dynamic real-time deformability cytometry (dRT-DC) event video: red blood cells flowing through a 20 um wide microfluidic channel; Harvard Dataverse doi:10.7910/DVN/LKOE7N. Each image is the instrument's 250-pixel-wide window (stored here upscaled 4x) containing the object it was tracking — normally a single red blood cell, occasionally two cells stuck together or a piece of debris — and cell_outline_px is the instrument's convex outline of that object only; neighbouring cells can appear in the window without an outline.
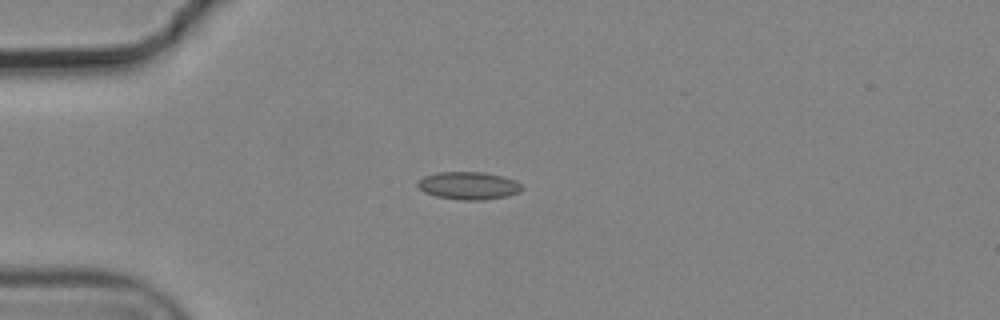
{"species": "common noctule bat (a hibernating species)", "species_latin": "Nyctalus noctula", "temperature_condition": "cold", "stored_images_in_passage": 4, "camera_frame_rate_fps": 3000, "um_per_image_px": 0.085, "animal": {"sex": "male", "body_mass_g": 19.2, "forearm_length_mm": 51.8}, "frame": {"image": 1, "passage_image": 1, "time_ms": 0.0, "image_size_px": [1000, 320], "cell_outline_px": [[524, 188], [520, 192], [508, 196], [484, 200], [464, 200], [436, 196], [424, 192], [416, 184], [424, 176], [436, 172], [484, 172], [504, 176], [516, 180]], "centroid_in_image_um": [39.87, 15.77], "position_along_channel_um": 45.1, "area_um2": 16.94}}
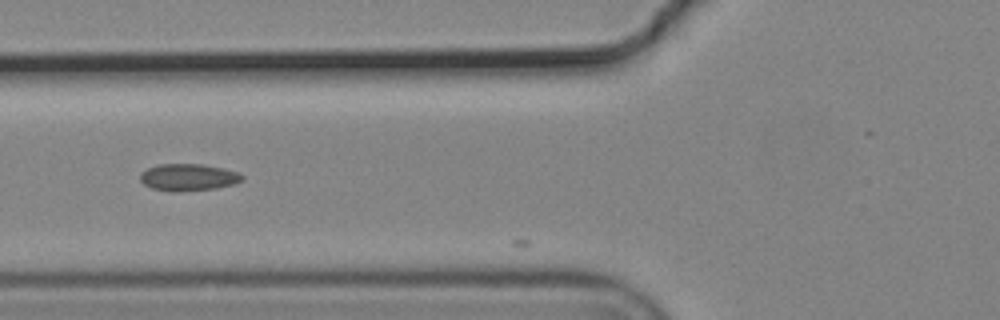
{"frame": {"image": 2, "passage_image": 3, "time_ms": 0.667, "image_size_px": [1000, 320], "cell_outline_px": [[244, 180], [236, 184], [216, 188], [176, 192], [172, 192], [152, 188], [144, 184], [140, 180], [140, 172], [156, 164], [200, 164], [224, 168], [240, 172], [244, 176]], "centroid_in_image_um": [16.04, 15.07], "position_along_channel_um": 109.8, "area_um2": 16.3}}